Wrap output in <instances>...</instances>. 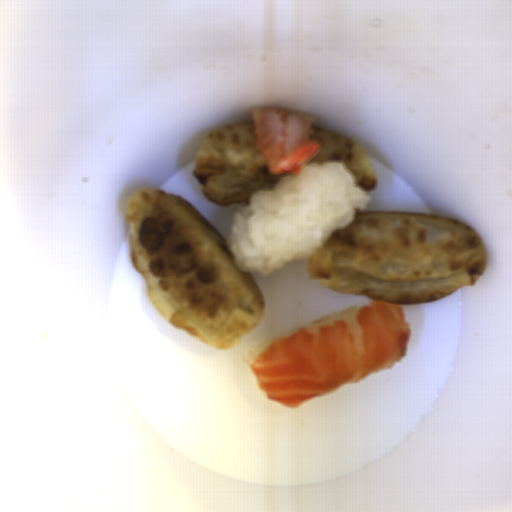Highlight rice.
Listing matches in <instances>:
<instances>
[{"instance_id": "1", "label": "rice", "mask_w": 512, "mask_h": 512, "mask_svg": "<svg viewBox=\"0 0 512 512\" xmlns=\"http://www.w3.org/2000/svg\"><path fill=\"white\" fill-rule=\"evenodd\" d=\"M369 201L346 163L309 164L252 194L248 206L233 214L226 248L239 270L270 275L284 264L310 259Z\"/></svg>"}, {"instance_id": "2", "label": "rice", "mask_w": 512, "mask_h": 512, "mask_svg": "<svg viewBox=\"0 0 512 512\" xmlns=\"http://www.w3.org/2000/svg\"><path fill=\"white\" fill-rule=\"evenodd\" d=\"M364 306V304H354L346 309L339 310L336 312L329 313L327 315H324L318 319H315L311 322H308L302 326H299L295 329H292L290 331H286L283 333L275 334L271 336L270 338L262 341L261 343L257 344L252 351L246 356L247 363L251 366V363L261 354L263 353L270 345L278 341L279 339L291 336L295 334L296 332L302 330V329H308L311 327H315L318 325H322L325 323H329L336 320H343L345 322L353 321L357 318L360 308Z\"/></svg>"}]
</instances>
